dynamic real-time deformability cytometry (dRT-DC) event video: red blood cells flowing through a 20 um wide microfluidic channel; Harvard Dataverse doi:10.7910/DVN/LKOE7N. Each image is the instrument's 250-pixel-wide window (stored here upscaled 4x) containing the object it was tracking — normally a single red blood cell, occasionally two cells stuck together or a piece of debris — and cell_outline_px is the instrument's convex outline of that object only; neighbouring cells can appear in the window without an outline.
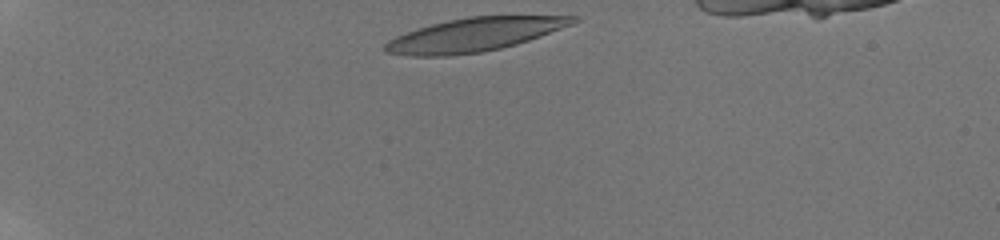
{"species": "human", "species_latin": "Homo sapiens", "temperature_condition": "room temperature", "stored_images_in_passage": 64, "camera_frame_rate_fps": 3000, "um_per_image_px": 0.085, "donor": {"sex": "male"}, "frame": {"image": 1, "passage_image": 1, "time_ms": 0.0, "image_size_px": [1000, 240], "cell_outline_px": [[580, 20], [572, 24], [540, 36], [516, 44], [500, 48], [480, 52], [448, 56], [408, 56], [384, 52], [384, 44], [388, 40], [396, 36], [416, 28], [448, 20], [468, 16], [576, 16]], "centroid_in_image_um": [40.26, 2.95], "position_along_channel_um": 44.7, "area_um2": 36.53}}
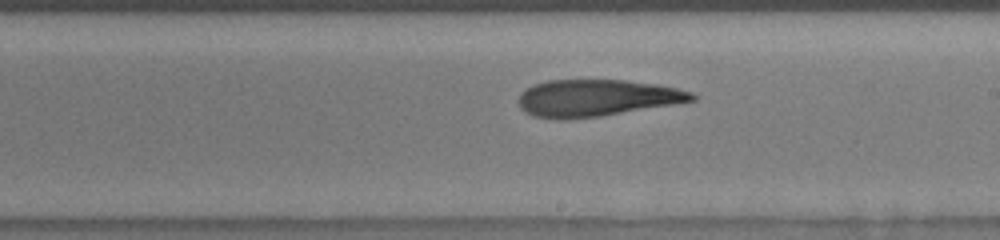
{"frame": {"image": 2, "passage_image": 40, "time_ms": 6.667, "image_size_px": [1000, 240], "cell_outline_px": [[696, 100], [600, 116], [564, 120], [560, 120], [532, 116], [524, 112], [520, 108], [520, 92], [524, 88], [548, 80], [628, 80], [656, 84], [676, 88], [692, 92], [696, 96]], "centroid_in_image_um": [50.66, 8.33], "position_along_channel_um": 238.3, "area_um2": 37.17}}
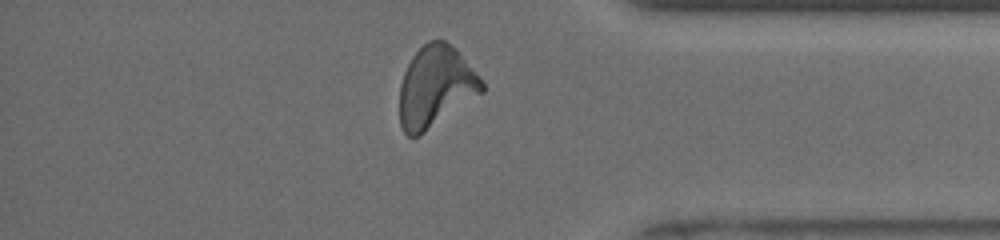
{"frame": {"image": 3, "passage_image": 60, "time_ms": 11.0, "image_size_px": [1000, 240], "cell_outline_px": [[484, 92], [420, 136], [408, 136], [404, 132], [400, 124], [400, 84], [404, 72], [412, 56], [428, 40], [444, 40], [464, 60], [484, 84]], "centroid_in_image_um": [36.99, 7.42], "position_along_channel_um": 398.2, "area_um2": 38.32}, "authors_computed_cell_mechanics": {"area_um2": 37.281, "velocity_mm_per_s": 3.9086, "shape_relaxation_time_tau1_ms": 7.6105, "shape_relaxation_time_tau2_ms": 2.5965, "deformation_change_tau1": 0.2534, "deformation_change_tau2": 0.1374}}